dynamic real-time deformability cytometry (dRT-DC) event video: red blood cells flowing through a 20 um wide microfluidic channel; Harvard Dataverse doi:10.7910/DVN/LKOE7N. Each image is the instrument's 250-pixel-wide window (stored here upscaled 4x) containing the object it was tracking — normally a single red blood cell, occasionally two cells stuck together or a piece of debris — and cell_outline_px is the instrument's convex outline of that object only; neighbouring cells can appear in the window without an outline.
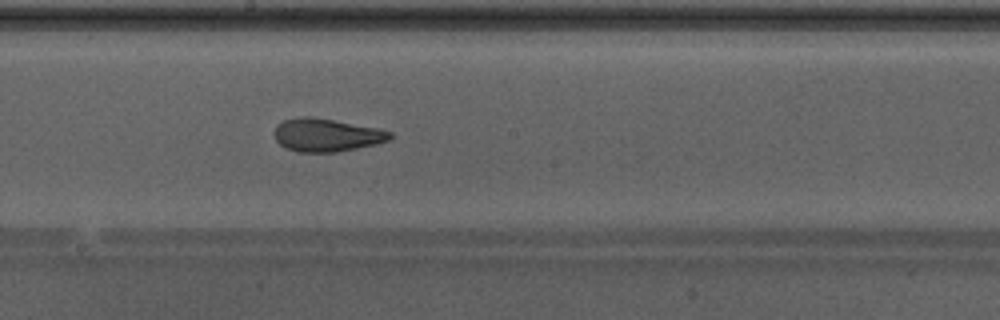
{"species": "Egyptian fruit bat (a non-hibernating species)", "species_latin": "Rousettus aegyptiacus", "temperature_condition": "warm", "stored_images_in_passage": 39, "camera_frame_rate_fps": 3000, "um_per_image_px": 0.085, "animal": {"sex": "male"}, "frame": {"image": 1, "passage_image": 23, "time_ms": 7.333, "image_size_px": [1000, 320], "cell_outline_px": [[392, 136], [388, 140], [376, 144], [336, 152], [296, 152], [280, 144], [276, 140], [272, 132], [276, 124], [284, 120], [300, 116], [312, 116], [380, 128], [392, 132]], "centroid_in_image_um": [27.73, 11.46], "position_along_channel_um": 220.5, "area_um2": 22.48}, "authors_computed_cell_mechanics": {"area_um2": 22.831, "velocity_mm_per_s": 4.3107, "shape_relaxation_time_tau1_ms": 6.7643, "shape_relaxation_time_tau2_ms": 1.2638, "deformation_change_tau1": 0.2232, "deformation_change_tau2": 0.0979}}